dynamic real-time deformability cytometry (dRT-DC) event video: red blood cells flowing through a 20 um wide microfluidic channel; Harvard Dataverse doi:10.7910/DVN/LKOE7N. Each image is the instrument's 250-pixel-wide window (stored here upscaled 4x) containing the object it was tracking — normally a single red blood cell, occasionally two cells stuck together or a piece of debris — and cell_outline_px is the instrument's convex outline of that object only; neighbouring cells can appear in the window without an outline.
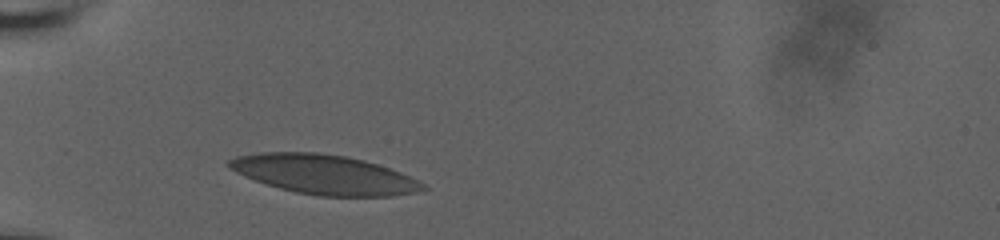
{"species": "human", "species_latin": "Homo sapiens", "temperature_condition": "room temperature", "stored_images_in_passage": 10, "camera_frame_rate_fps": 3000, "um_per_image_px": 0.085, "donor": {"sex": "male"}, "frame": {"image": 1, "passage_image": 2, "time_ms": 0.667, "image_size_px": [1000, 240], "cell_outline_px": [[428, 188], [416, 192], [392, 196], [316, 196], [296, 192], [280, 188], [244, 176], [228, 168], [224, 164], [228, 160], [236, 156], [260, 152], [316, 152], [348, 156], [364, 160], [400, 172], [424, 184]], "centroid_in_image_um": [27.51, 14.82], "position_along_channel_um": 57.5, "area_um2": 44.45}}
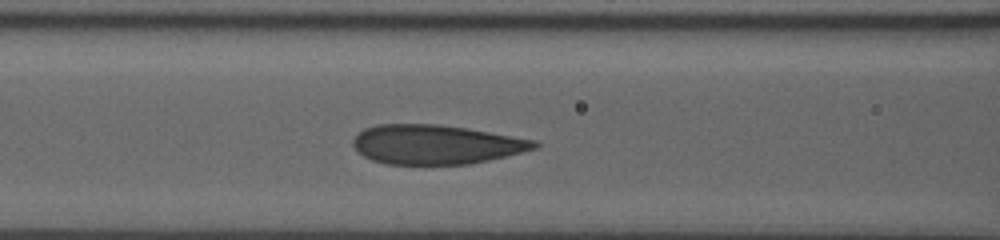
{"frame": {"image": 2, "passage_image": 7, "time_ms": 3.0, "image_size_px": [1000, 240], "cell_outline_px": [[540, 148], [488, 160], [468, 164], [388, 164], [372, 160], [364, 156], [352, 144], [352, 140], [364, 128], [376, 124], [440, 124], [468, 128], [536, 140], [540, 144]], "centroid_in_image_um": [37.08, 12.27], "position_along_channel_um": 129.5, "area_um2": 41.62}}
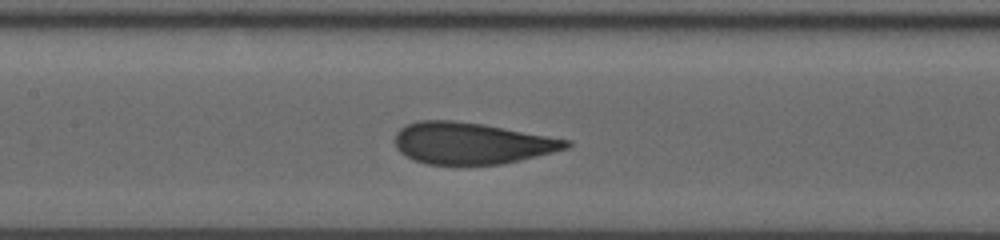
{"frame": {"image": 3, "passage_image": 9, "time_ms": 4.0, "image_size_px": [1000, 240], "cell_outline_px": [[572, 144], [568, 148], [552, 152], [500, 164], [424, 164], [412, 160], [404, 156], [396, 148], [396, 132], [404, 124], [416, 120], [452, 120], [484, 124], [572, 140]], "centroid_in_image_um": [40.04, 12.16], "position_along_channel_um": 167.4, "area_um2": 41.62}}